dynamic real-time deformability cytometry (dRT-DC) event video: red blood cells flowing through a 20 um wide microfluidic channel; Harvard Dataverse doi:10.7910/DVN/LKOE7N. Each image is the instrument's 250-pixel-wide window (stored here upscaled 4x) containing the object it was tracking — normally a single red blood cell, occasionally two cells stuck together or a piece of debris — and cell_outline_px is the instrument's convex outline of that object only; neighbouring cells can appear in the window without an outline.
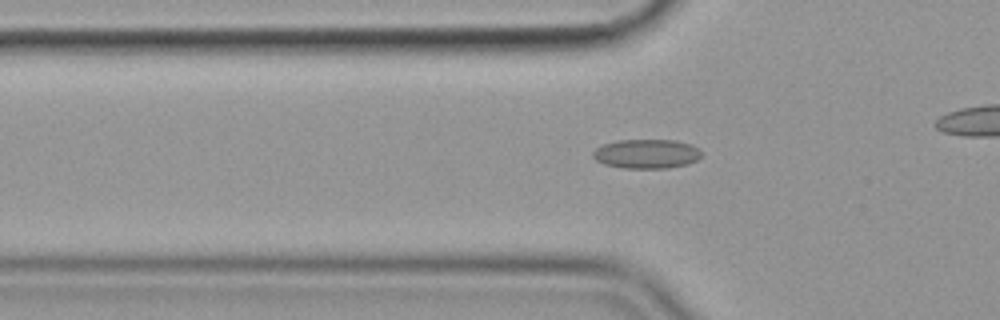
{"species": "common noctule bat (a hibernating species)", "species_latin": "Nyctalus noctula", "temperature_condition": "cold", "stored_images_in_passage": 33, "segment_of_instrument_passage": [1, 2], "camera_frame_rate_fps": 3000, "um_per_image_px": 0.085, "animal": {"sex": "female", "body_mass_g": 19.9}, "frame": {"image": 1, "passage_image": 6, "time_ms": 1.667, "image_size_px": [1000, 320], "cell_outline_px": [[700, 156], [696, 160], [688, 164], [668, 168], [624, 168], [604, 164], [596, 160], [592, 156], [592, 152], [596, 148], [604, 144], [616, 140], [676, 140], [692, 144], [700, 152]], "centroid_in_image_um": [54.93, 13.07], "position_along_channel_um": 70.9, "area_um2": 18.5}}
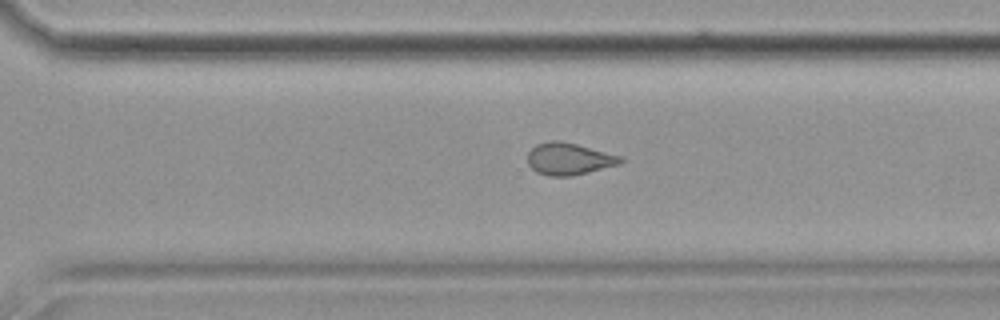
{"frame": {"image": 2, "passage_image": 27, "time_ms": 8.667, "image_size_px": [1000, 320], "cell_outline_px": [[624, 160], [620, 164], [572, 176], [548, 176], [536, 172], [528, 164], [528, 152], [536, 144], [552, 140], [560, 140], [576, 144], [620, 156]], "centroid_in_image_um": [48.33, 13.51], "position_along_channel_um": 322.3, "area_um2": 17.22}}
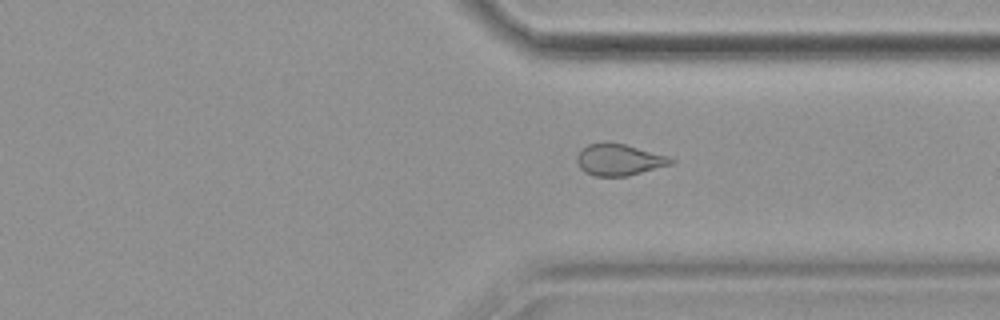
{"frame": {"image": 3, "passage_image": 30, "time_ms": 9.667, "image_size_px": [1000, 320], "cell_outline_px": [[676, 160], [672, 164], [628, 176], [596, 176], [584, 172], [580, 168], [576, 160], [576, 156], [580, 148], [588, 144], [604, 140], [624, 144], [668, 156]], "centroid_in_image_um": [52.57, 13.56], "position_along_channel_um": 358.8, "area_um2": 17.57}}